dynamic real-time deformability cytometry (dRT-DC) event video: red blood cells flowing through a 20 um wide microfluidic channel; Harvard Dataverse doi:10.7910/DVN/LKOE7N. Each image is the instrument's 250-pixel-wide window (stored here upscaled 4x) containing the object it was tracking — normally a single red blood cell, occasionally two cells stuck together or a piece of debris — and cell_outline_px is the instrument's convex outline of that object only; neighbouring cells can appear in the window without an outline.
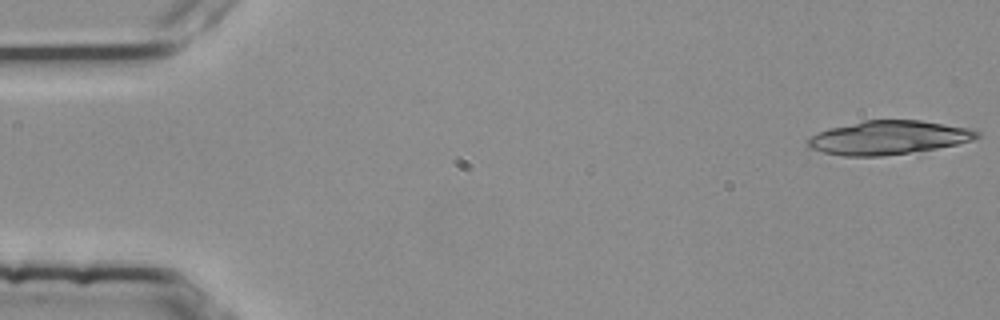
{"species": "common noctule bat (a hibernating species)", "species_latin": "Nyctalus noctula", "temperature_condition": "room temperature", "stored_images_in_passage": 10, "camera_frame_rate_fps": 3000, "um_per_image_px": 0.085, "animal": {"sex": "female", "body_mass_g": 25.1}, "frame": {"image": 1, "passage_image": 1, "time_ms": 0.0, "image_size_px": [1000, 320], "cell_outline_px": [[980, 136], [972, 140], [920, 156], [844, 156], [824, 152], [808, 148], [804, 140], [808, 136], [828, 128], [864, 120], [920, 120], [972, 128], [980, 132]], "centroid_in_image_um": [75.6, 11.74], "position_along_channel_um": 9.4, "area_um2": 35.03}}